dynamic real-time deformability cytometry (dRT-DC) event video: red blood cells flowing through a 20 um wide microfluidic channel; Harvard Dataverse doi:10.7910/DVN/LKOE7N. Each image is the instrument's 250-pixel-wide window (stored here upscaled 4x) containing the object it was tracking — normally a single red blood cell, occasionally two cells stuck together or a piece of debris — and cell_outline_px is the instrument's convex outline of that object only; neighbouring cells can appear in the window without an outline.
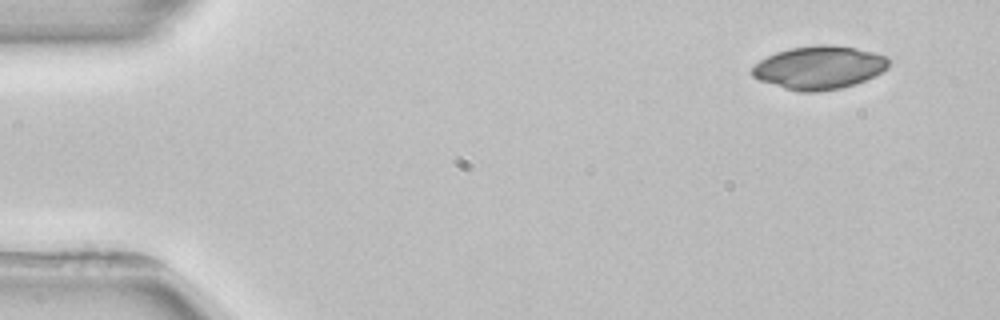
{"species": "common noctule bat (a hibernating species)", "species_latin": "Nyctalus noctula", "temperature_condition": "room temperature", "stored_images_in_passage": 6, "camera_frame_rate_fps": 3000, "um_per_image_px": 0.085, "animal": {"sex": "female", "body_mass_g": 22.7, "forearm_length_mm": 54.2}, "frame": {"image": 1, "passage_image": 1, "time_ms": 0.0, "image_size_px": [1000, 320], "cell_outline_px": [[888, 68], [856, 84], [840, 88], [816, 92], [800, 92], [784, 88], [760, 80], [752, 76], [752, 68], [760, 60], [776, 52], [792, 48], [816, 44], [832, 44], [872, 52], [888, 56]], "centroid_in_image_um": [69.62, 5.74], "position_along_channel_um": 15.4, "area_um2": 34.1}}